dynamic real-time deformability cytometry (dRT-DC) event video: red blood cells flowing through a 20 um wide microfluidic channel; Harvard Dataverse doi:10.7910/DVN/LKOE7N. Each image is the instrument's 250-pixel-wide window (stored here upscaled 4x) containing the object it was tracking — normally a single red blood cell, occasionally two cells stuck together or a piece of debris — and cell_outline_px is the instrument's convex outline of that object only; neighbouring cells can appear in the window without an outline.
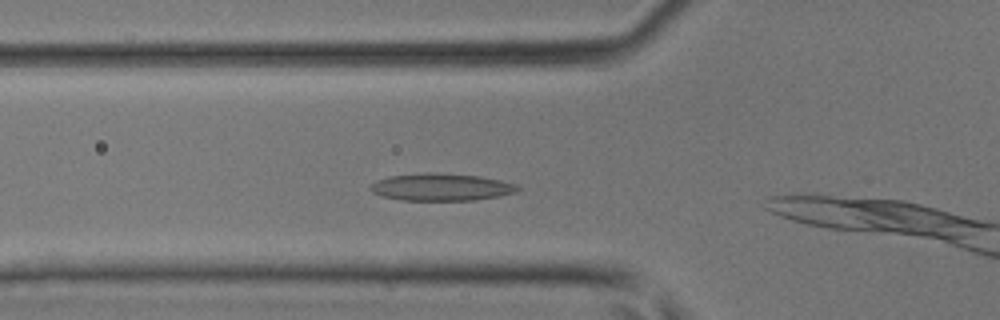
{"species": "common noctule bat (a hibernating species)", "species_latin": "Nyctalus noctula", "temperature_condition": "room temperature", "stored_images_in_passage": 6, "camera_frame_rate_fps": 3000, "um_per_image_px": 0.085, "animal": {"sex": "male", "body_mass_g": 17.9, "forearm_length_mm": 54.2}, "frame": {"image": 1, "passage_image": 3, "time_ms": 0.667, "image_size_px": [1000, 320], "cell_outline_px": [[520, 188], [516, 192], [500, 196], [472, 200], [400, 200], [384, 196], [372, 192], [368, 188], [376, 180], [388, 176], [424, 172], [432, 172], [480, 176], [500, 180], [516, 184]], "centroid_in_image_um": [37.49, 15.89], "position_along_channel_um": 88.3, "area_um2": 23.47}}
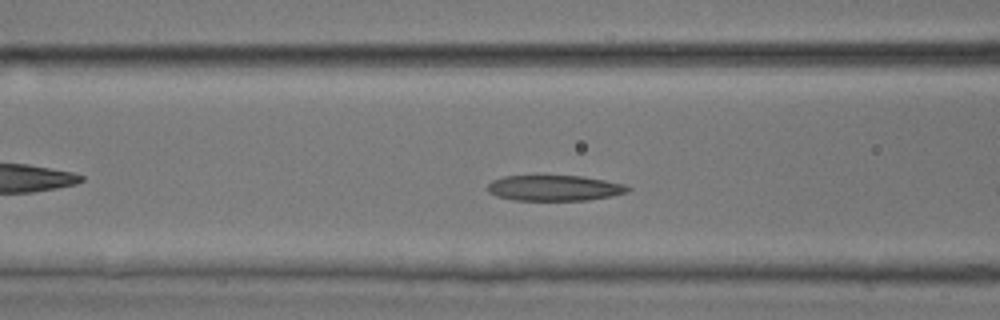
{"frame": {"image": 2, "passage_image": 5, "time_ms": 1.333, "image_size_px": [1000, 320], "cell_outline_px": [[632, 188], [628, 192], [612, 196], [588, 200], [512, 200], [496, 196], [488, 192], [488, 184], [492, 180], [504, 176], [580, 176], [604, 180], [624, 184]], "centroid_in_image_um": [47.13, 15.99], "position_along_channel_um": 119.5, "area_um2": 20.92}}